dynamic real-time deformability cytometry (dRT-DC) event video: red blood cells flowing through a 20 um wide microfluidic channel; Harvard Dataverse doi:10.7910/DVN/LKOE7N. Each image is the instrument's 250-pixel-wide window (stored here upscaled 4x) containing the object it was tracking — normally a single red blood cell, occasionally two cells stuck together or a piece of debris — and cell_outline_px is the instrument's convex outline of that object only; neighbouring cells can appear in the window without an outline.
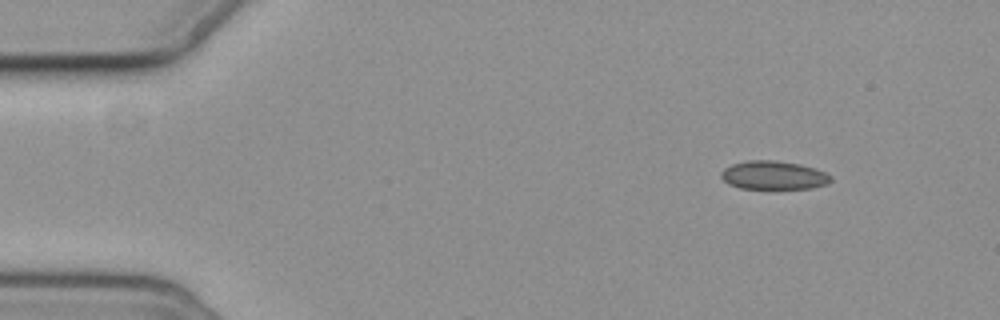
{"species": "common noctule bat (a hibernating species)", "species_latin": "Nyctalus noctula", "temperature_condition": "cold", "stored_images_in_passage": 7, "camera_frame_rate_fps": 3000, "um_per_image_px": 0.085, "animal": {"sex": "female", "body_mass_g": 19.3, "forearm_length_mm": 54.1}, "frame": {"image": 1, "passage_image": 1, "time_ms": 0.0, "image_size_px": [1000, 320], "cell_outline_px": [[832, 180], [828, 184], [812, 188], [740, 188], [728, 184], [720, 176], [720, 172], [724, 168], [732, 164], [744, 160], [776, 160], [800, 164], [816, 168], [832, 176]], "centroid_in_image_um": [65.75, 14.88], "position_along_channel_um": 19.2, "area_um2": 18.38}}
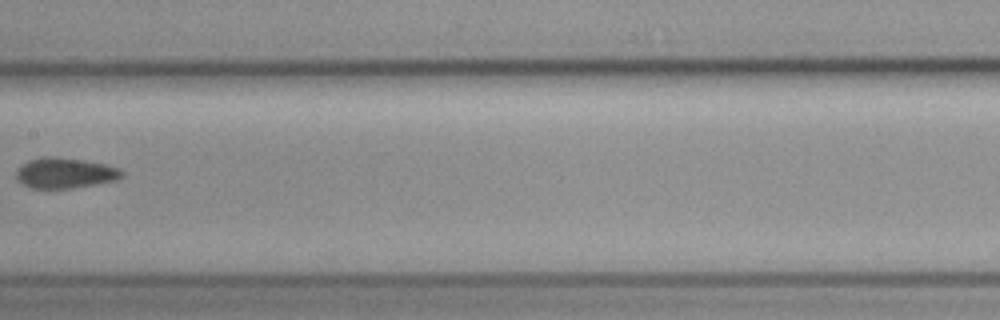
{"frame": {"image": 2, "passage_image": 5, "time_ms": 7.667, "image_size_px": [1000, 320], "cell_outline_px": [[124, 176], [116, 180], [72, 188], [32, 188], [24, 184], [16, 176], [16, 172], [28, 160], [44, 156], [60, 156], [84, 160], [104, 164], [120, 168], [124, 172]], "centroid_in_image_um": [5.57, 14.69], "position_along_channel_um": 201.8, "area_um2": 18.67}}